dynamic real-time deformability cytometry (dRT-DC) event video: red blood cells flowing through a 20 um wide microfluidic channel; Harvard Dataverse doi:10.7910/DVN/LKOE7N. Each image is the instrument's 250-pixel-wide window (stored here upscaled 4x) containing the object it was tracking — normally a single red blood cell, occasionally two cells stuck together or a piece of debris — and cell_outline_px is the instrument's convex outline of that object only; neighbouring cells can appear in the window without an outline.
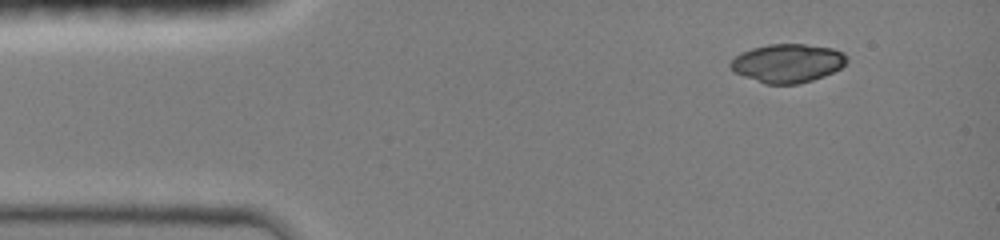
{"species": "common noctule bat (a hibernating species)", "species_latin": "Nyctalus noctula", "temperature_condition": "room temperature", "stored_images_in_passage": 41, "camera_frame_rate_fps": 3000, "um_per_image_px": 0.085, "animal": {"sex": "female", "body_mass_g": 19.0, "forearm_length_mm": 51.5}, "frame": {"image": 1, "passage_image": 1, "time_ms": 0.0, "image_size_px": [1000, 240], "cell_outline_px": [[848, 60], [840, 68], [824, 76], [812, 80], [796, 84], [764, 84], [744, 76], [736, 72], [728, 64], [740, 52], [752, 48], [768, 44], [804, 44], [832, 48], [844, 52], [848, 56]], "centroid_in_image_um": [66.96, 5.36], "position_along_channel_um": 18.0, "area_um2": 26.13}}
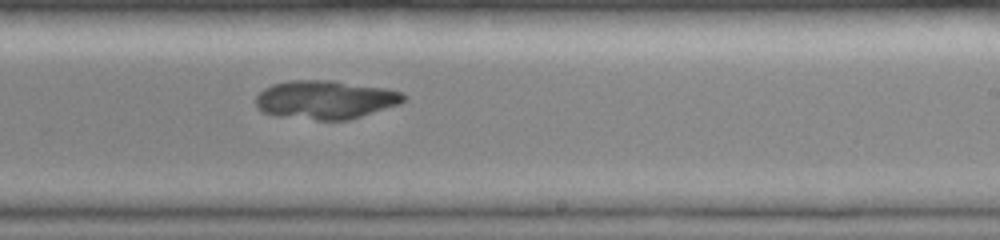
{"frame": {"image": 2, "passage_image": 24, "time_ms": 7.667, "image_size_px": [1000, 240], "cell_outline_px": [[404, 100], [400, 104], [348, 120], [316, 120], [276, 116], [264, 112], [256, 104], [256, 96], [264, 88], [272, 84], [288, 80], [332, 80], [384, 88], [400, 92], [404, 96]], "centroid_in_image_um": [27.62, 8.47], "position_along_channel_um": 261.4, "area_um2": 33.12}}
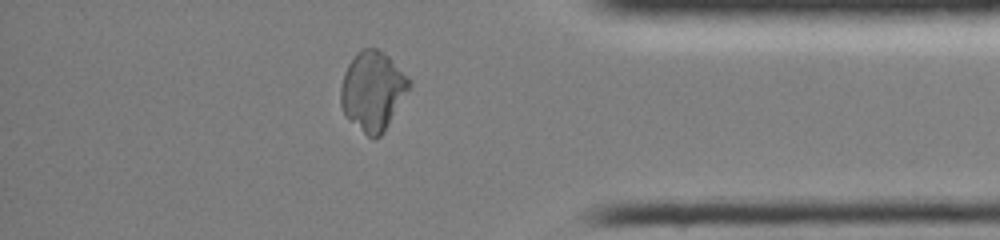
{"frame": {"image": 3, "passage_image": 35, "time_ms": 11.333, "image_size_px": [1000, 240], "cell_outline_px": [[412, 84], [384, 132], [376, 140], [372, 140], [348, 120], [344, 116], [340, 104], [340, 88], [344, 72], [348, 64], [364, 48], [376, 48], [388, 56], [408, 76]], "centroid_in_image_um": [31.67, 7.78], "position_along_channel_um": 403.5, "area_um2": 31.62}}